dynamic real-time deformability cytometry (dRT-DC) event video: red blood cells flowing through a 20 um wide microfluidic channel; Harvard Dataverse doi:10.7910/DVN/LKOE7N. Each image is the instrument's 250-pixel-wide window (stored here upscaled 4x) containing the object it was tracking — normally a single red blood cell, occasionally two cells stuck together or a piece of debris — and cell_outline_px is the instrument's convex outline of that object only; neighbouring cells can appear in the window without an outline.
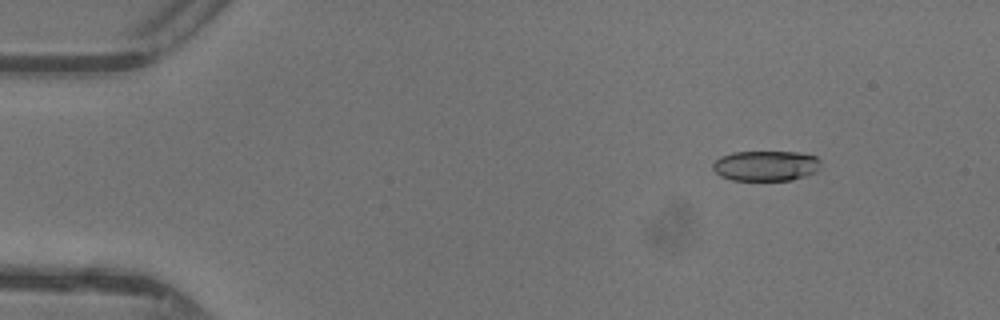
{"species": "common noctule bat (a hibernating species)", "species_latin": "Nyctalus noctula", "temperature_condition": "warm", "stored_images_in_passage": 47, "camera_frame_rate_fps": 3000, "um_per_image_px": 0.085, "animal": {"sex": "female"}, "frame": {"image": 1, "passage_image": 6, "time_ms": 1.667, "image_size_px": [1000, 320], "cell_outline_px": [[820, 168], [816, 172], [792, 180], [732, 180], [720, 176], [712, 168], [712, 164], [720, 156], [732, 152], [796, 152], [816, 156], [820, 160]], "centroid_in_image_um": [65.09, 14.09], "position_along_channel_um": 19.9, "area_um2": 19.13}}
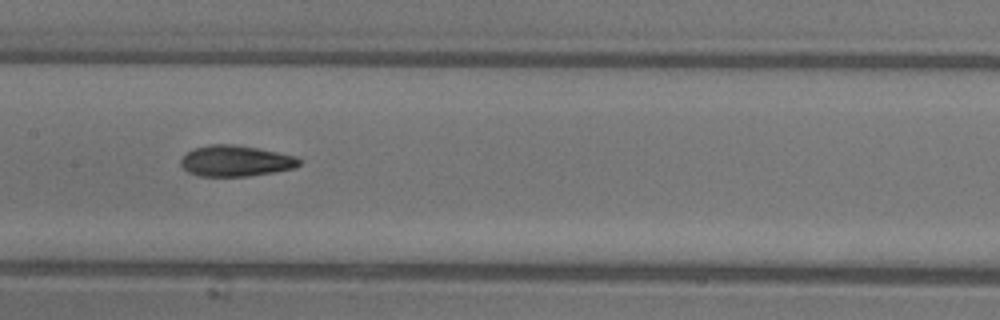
{"frame": {"image": 2, "passage_image": 24, "time_ms": 7.667, "image_size_px": [1000, 320], "cell_outline_px": [[300, 164], [292, 168], [272, 172], [248, 176], [200, 176], [188, 172], [180, 164], [180, 160], [192, 148], [212, 144], [232, 144], [256, 148], [296, 156], [300, 160]], "centroid_in_image_um": [19.99, 13.67], "position_along_channel_um": 187.4, "area_um2": 21.1}}
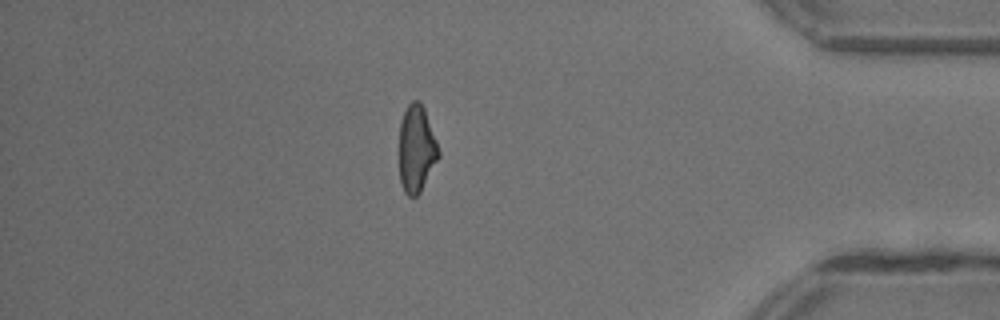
{"frame": {"image": 3, "passage_image": 41, "time_ms": 13.333, "image_size_px": [1000, 320], "cell_outline_px": [[440, 156], [420, 192], [416, 196], [408, 196], [404, 192], [400, 184], [400, 120], [408, 104], [412, 100], [420, 100], [424, 108], [436, 140], [440, 152]], "centroid_in_image_um": [35.4, 12.65], "position_along_channel_um": 399.8, "area_um2": 19.94}, "authors_computed_cell_mechanics": {"area_um2": 20.4034, "velocity_mm_per_s": 4.4178, "shape_relaxation_time_tau1_ms": 7.9823, "shape_relaxation_time_tau2_ms": 2.1858, "deformation_change_tau1": 0.2382, "deformation_change_tau2": 0.1009}}